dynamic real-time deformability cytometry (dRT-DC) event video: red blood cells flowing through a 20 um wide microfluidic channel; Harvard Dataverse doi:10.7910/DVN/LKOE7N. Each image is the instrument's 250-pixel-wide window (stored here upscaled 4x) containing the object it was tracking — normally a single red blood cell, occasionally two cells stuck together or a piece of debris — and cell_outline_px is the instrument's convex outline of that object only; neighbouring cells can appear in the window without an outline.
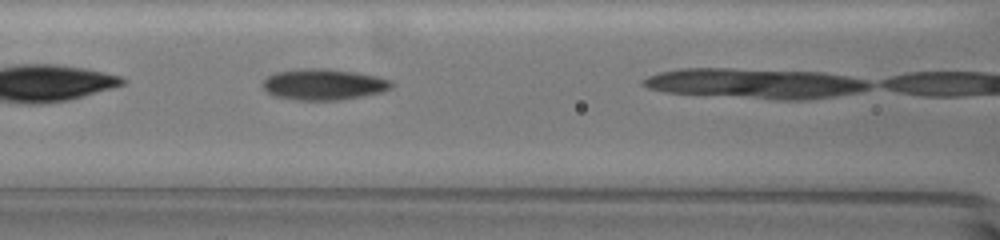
{"species": "common noctule bat (a hibernating species)", "species_latin": "Nyctalus noctula", "temperature_condition": "warm", "stored_images_in_passage": 10, "camera_frame_rate_fps": 3000, "um_per_image_px": 0.085, "animal": {"sex": "female", "body_mass_g": 19.5, "forearm_length_mm": 54.1}, "frame": {"image": 1, "passage_image": 7, "time_ms": 2.0, "image_size_px": [1000, 240], "cell_outline_px": [[392, 88], [380, 92], [364, 96], [340, 100], [296, 100], [272, 96], [264, 88], [264, 80], [268, 76], [276, 72], [308, 68], [320, 68], [356, 72], [376, 76], [392, 80]], "centroid_in_image_um": [27.52, 7.18], "position_along_channel_um": 139.1, "area_um2": 23.24}}